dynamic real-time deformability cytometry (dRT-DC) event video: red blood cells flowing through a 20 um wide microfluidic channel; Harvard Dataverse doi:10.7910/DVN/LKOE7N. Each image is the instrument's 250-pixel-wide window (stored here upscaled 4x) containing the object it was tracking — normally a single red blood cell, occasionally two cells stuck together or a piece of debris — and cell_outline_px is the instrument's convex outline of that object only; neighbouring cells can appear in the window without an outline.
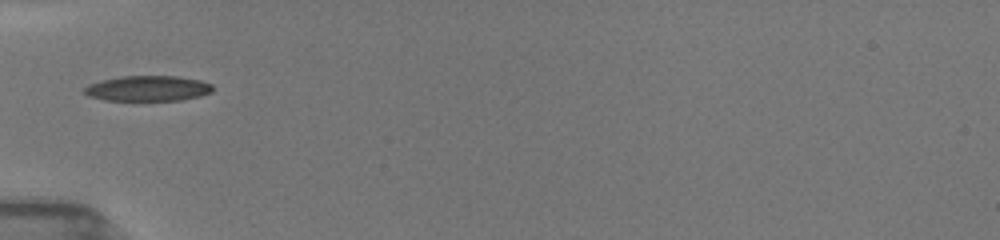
{"species": "common noctule bat (a hibernating species)", "species_latin": "Nyctalus noctula", "temperature_condition": "room temperature", "stored_images_in_passage": 75, "camera_frame_rate_fps": 3000, "um_per_image_px": 0.085, "animal": {"sex": "female", "body_mass_g": 19.5, "forearm_length_mm": 54.1}, "frame": {"image": 1, "passage_image": 1, "time_ms": 0.0, "image_size_px": [1000, 240], "cell_outline_px": [[212, 92], [200, 96], [180, 100], [104, 100], [88, 96], [84, 92], [84, 88], [88, 84], [120, 76], [176, 76], [200, 80], [212, 84]], "centroid_in_image_um": [12.57, 7.51], "position_along_channel_um": 72.4, "area_um2": 18.9}}
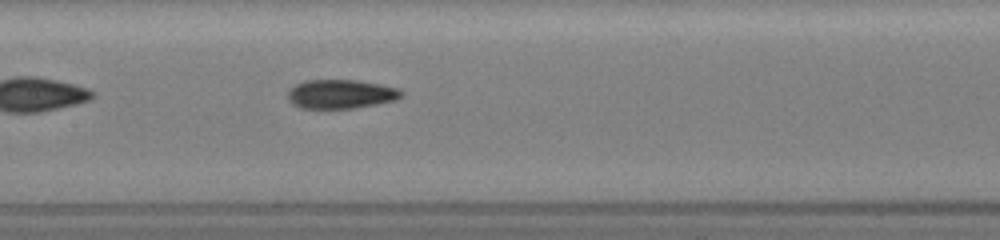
{"frame": {"image": 2, "passage_image": 16, "time_ms": 2.667, "image_size_px": [1000, 240], "cell_outline_px": [[404, 92], [396, 100], [376, 104], [352, 108], [300, 108], [292, 104], [288, 100], [288, 88], [304, 80], [356, 80], [380, 84], [400, 88]], "centroid_in_image_um": [28.95, 7.99], "position_along_channel_um": 178.5, "area_um2": 19.31}}
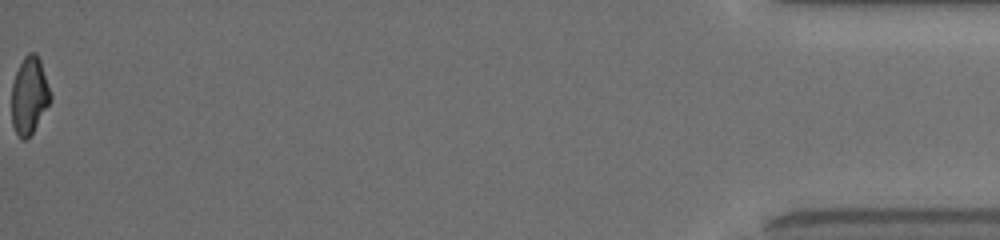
{"frame": {"image": 3, "passage_image": 75, "time_ms": 11.333, "image_size_px": [1000, 240], "cell_outline_px": [[52, 100], [28, 140], [20, 140], [12, 124], [12, 84], [16, 72], [24, 56], [28, 52], [36, 52], [40, 60], [52, 96]], "centroid_in_image_um": [2.5, 8.15], "position_along_channel_um": 432.7, "area_um2": 17.63}, "authors_computed_cell_mechanics": {"area_um2": 19.074, "velocity_mm_per_s": 3.9794, "shape_relaxation_time_tau1_ms": 5.4521, "shape_relaxation_time_tau2_ms": 2.0658, "deformation_change_tau1": 0.1703, "deformation_change_tau2": 0.0795}}